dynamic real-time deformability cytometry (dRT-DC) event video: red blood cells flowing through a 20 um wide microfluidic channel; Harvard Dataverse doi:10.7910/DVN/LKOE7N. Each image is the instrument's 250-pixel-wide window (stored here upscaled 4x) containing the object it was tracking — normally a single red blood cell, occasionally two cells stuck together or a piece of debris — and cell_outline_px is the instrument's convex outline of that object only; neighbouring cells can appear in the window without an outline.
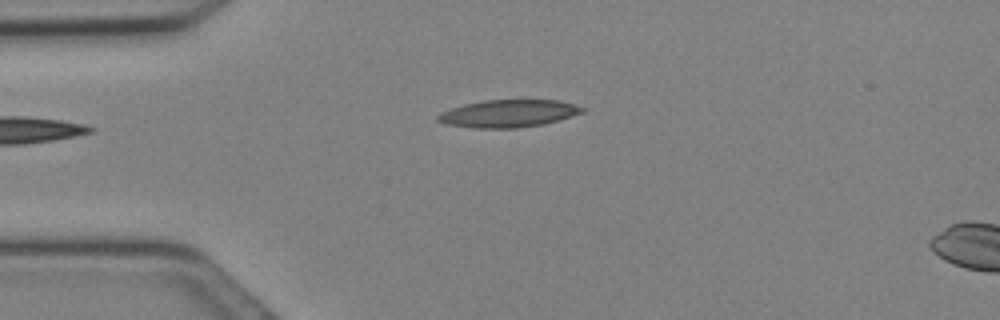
{"species": "Egyptian fruit bat (a non-hibernating species)", "species_latin": "Rousettus aegyptiacus", "temperature_condition": "cold", "stored_images_in_passage": 3, "camera_frame_rate_fps": 3000, "um_per_image_px": 0.085, "animal": {"sex": "female"}, "frame": {"image": 1, "passage_image": 1, "time_ms": 0.0, "image_size_px": [1000, 320], "cell_outline_px": [[588, 108], [584, 112], [572, 116], [544, 124], [516, 128], [472, 128], [448, 124], [436, 120], [436, 116], [452, 108], [464, 104], [484, 100], [556, 100]], "centroid_in_image_um": [43.24, 9.65], "position_along_channel_um": 41.8, "area_um2": 23.0}}